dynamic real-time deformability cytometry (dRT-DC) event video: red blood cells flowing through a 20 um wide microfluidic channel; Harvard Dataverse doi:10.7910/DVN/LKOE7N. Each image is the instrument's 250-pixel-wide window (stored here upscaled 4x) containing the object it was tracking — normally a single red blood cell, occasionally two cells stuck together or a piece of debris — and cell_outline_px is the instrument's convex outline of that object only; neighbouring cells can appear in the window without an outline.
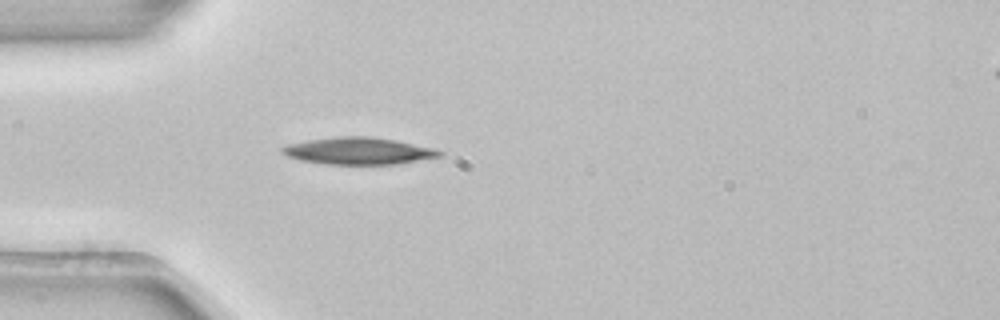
{"species": "common noctule bat (a hibernating species)", "species_latin": "Nyctalus noctula", "temperature_condition": "room temperature", "stored_images_in_passage": 3, "camera_frame_rate_fps": 3000, "um_per_image_px": 0.085, "animal": {"sex": "female", "body_mass_g": 22.7, "forearm_length_mm": 54.2}, "frame": {"image": 1, "passage_image": 3, "time_ms": 0.667, "image_size_px": [1000, 320], "cell_outline_px": [[444, 156], [396, 164], [324, 164], [300, 160], [288, 156], [280, 152], [280, 148], [288, 144], [312, 140], [340, 136], [372, 136], [396, 140], [432, 148], [444, 152]], "centroid_in_image_um": [30.49, 12.83], "position_along_channel_um": 54.5, "area_um2": 24.68}}